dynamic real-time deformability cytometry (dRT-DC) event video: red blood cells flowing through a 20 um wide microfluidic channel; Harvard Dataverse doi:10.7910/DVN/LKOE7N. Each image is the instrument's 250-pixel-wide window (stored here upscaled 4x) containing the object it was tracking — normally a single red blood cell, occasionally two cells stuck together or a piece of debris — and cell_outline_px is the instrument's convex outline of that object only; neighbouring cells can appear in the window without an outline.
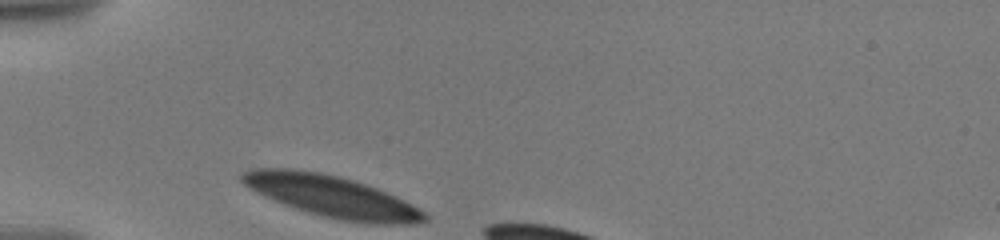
{"species": "human", "species_latin": "Homo sapiens", "temperature_condition": "warm", "stored_images_in_passage": 18, "segment_of_instrument_passage": [1, 2], "camera_frame_rate_fps": 3000, "um_per_image_px": 0.085, "donor": {"sex": "male"}, "frame": {"image": 1, "passage_image": 1, "time_ms": 0.0, "image_size_px": [1000, 240], "cell_outline_px": [[428, 220], [412, 224], [368, 224], [340, 220], [308, 212], [284, 204], [256, 192], [248, 188], [240, 180], [240, 176], [244, 172], [256, 168], [292, 168], [320, 172], [340, 176], [376, 188], [396, 196], [412, 204], [424, 212], [428, 216]], "centroid_in_image_um": [28.21, 16.69], "position_along_channel_um": 56.8, "area_um2": 44.04}}
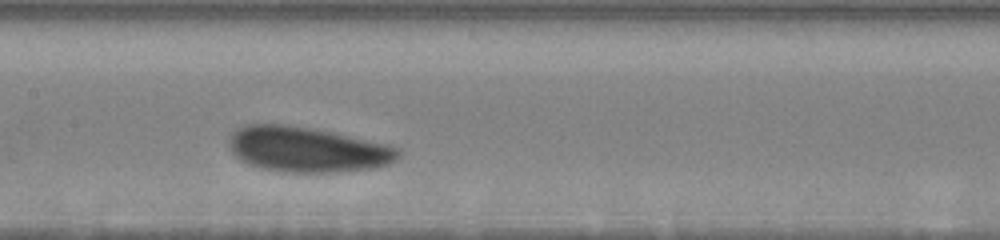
{"frame": {"image": 2, "passage_image": 9, "time_ms": 4.0, "image_size_px": [1000, 240], "cell_outline_px": [[400, 156], [396, 160], [388, 164], [376, 168], [340, 172], [276, 172], [260, 168], [248, 164], [240, 160], [232, 152], [228, 144], [228, 140], [232, 132], [236, 128], [248, 124], [284, 124], [332, 132], [384, 144], [396, 148], [400, 152]], "centroid_in_image_um": [26.06, 12.72], "position_along_channel_um": 181.3, "area_um2": 44.68}}
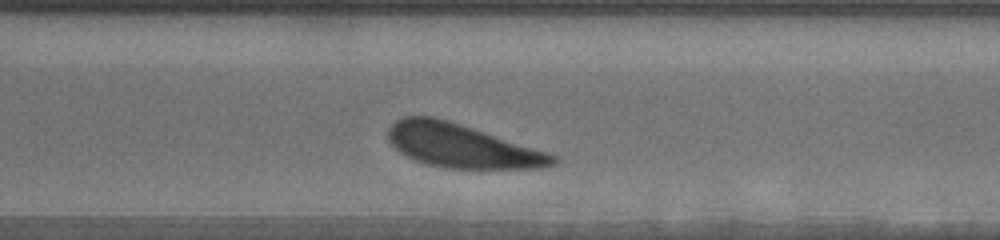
{"frame": {"image": 3, "passage_image": 16, "time_ms": 8.333, "image_size_px": [1000, 240], "cell_outline_px": [[560, 160], [556, 164], [540, 168], [448, 168], [428, 164], [416, 160], [400, 152], [388, 140], [388, 128], [396, 120], [404, 116], [432, 116], [460, 124], [548, 152], [560, 156]], "centroid_in_image_um": [39.27, 12.4], "position_along_channel_um": 331.3, "area_um2": 41.44}}